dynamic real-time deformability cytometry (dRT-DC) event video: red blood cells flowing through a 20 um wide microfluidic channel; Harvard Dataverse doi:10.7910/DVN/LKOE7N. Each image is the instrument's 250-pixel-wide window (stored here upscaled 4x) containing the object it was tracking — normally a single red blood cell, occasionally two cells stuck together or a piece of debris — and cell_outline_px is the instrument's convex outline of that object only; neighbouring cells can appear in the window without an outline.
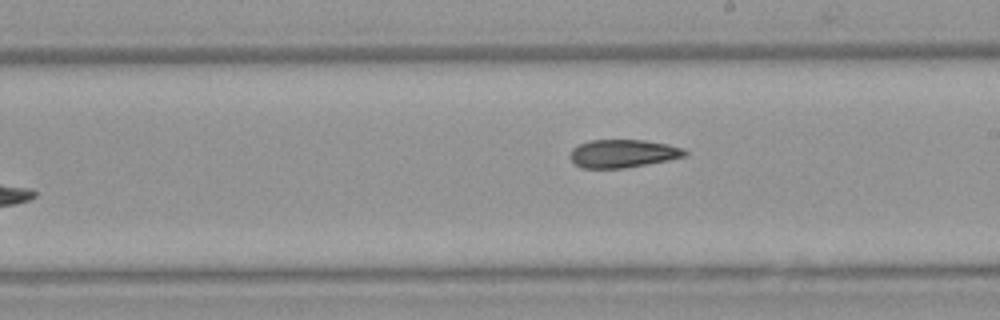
{"species": "Egyptian fruit bat (a non-hibernating species)", "species_latin": "Rousettus aegyptiacus", "temperature_condition": "warm", "stored_images_in_passage": 7, "camera_frame_rate_fps": 3000, "um_per_image_px": 0.085, "animal": {"sex": "female"}, "frame": {"image": 1, "passage_image": 7, "time_ms": 7.333, "image_size_px": [1000, 320], "cell_outline_px": [[688, 156], [668, 160], [624, 168], [580, 168], [568, 156], [572, 148], [588, 140], [644, 140], [668, 144], [684, 148], [688, 152]], "centroid_in_image_um": [52.96, 13.04], "position_along_channel_um": 236.0, "area_um2": 18.9}}